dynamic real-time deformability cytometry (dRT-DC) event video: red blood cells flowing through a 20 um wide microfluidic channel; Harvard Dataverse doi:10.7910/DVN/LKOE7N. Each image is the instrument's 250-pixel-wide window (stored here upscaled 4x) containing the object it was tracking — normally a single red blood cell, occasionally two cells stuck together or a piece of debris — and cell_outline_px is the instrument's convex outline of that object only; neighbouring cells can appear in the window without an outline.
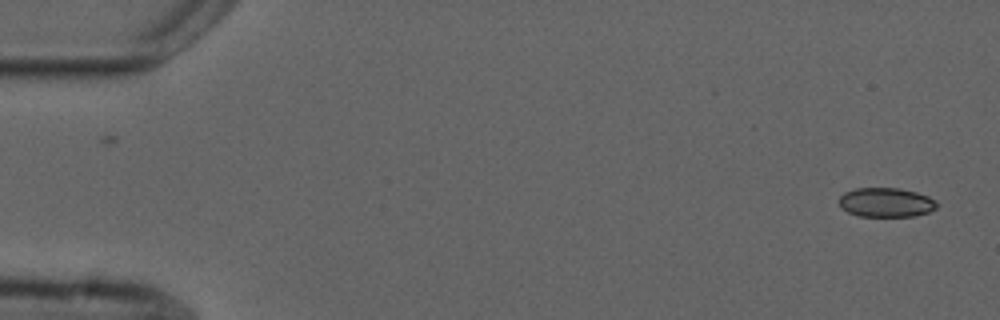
{"species": "common noctule bat (a hibernating species)", "species_latin": "Nyctalus noctula", "temperature_condition": "cold", "stored_images_in_passage": 2, "camera_frame_rate_fps": 3000, "um_per_image_px": 0.085, "animal": {"sex": "male", "forearm_length_mm": 52.5}, "frame": {"image": 1, "passage_image": 2, "time_ms": 1.0, "image_size_px": [1000, 320], "cell_outline_px": [[940, 204], [936, 208], [928, 212], [916, 216], [860, 216], [848, 212], [840, 208], [840, 196], [844, 192], [856, 188], [900, 188], [916, 192], [928, 196], [936, 200]], "centroid_in_image_um": [75.34, 17.2], "position_along_channel_um": 9.7, "area_um2": 16.82}}